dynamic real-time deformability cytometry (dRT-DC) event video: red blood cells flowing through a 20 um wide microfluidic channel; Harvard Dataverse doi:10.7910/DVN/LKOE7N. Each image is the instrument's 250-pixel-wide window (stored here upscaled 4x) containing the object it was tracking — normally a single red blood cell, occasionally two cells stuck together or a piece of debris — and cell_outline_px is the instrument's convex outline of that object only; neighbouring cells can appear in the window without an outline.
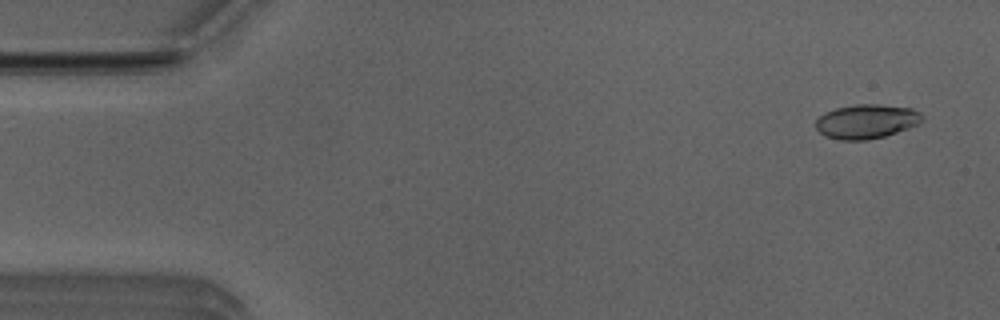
{"species": "Egyptian fruit bat (a non-hibernating species)", "species_latin": "Rousettus aegyptiacus", "temperature_condition": "room temperature", "stored_images_in_passage": 11, "camera_frame_rate_fps": 3000, "um_per_image_px": 0.085, "animal": {"sex": "male"}, "frame": {"image": 1, "passage_image": 1, "time_ms": 0.0, "image_size_px": [1000, 320], "cell_outline_px": [[924, 120], [920, 124], [884, 136], [868, 140], [836, 140], [824, 136], [816, 128], [816, 120], [824, 112], [836, 108], [856, 104], [880, 104], [912, 108], [920, 112], [924, 116]], "centroid_in_image_um": [73.66, 10.32], "position_along_channel_um": 11.3, "area_um2": 21.5}}